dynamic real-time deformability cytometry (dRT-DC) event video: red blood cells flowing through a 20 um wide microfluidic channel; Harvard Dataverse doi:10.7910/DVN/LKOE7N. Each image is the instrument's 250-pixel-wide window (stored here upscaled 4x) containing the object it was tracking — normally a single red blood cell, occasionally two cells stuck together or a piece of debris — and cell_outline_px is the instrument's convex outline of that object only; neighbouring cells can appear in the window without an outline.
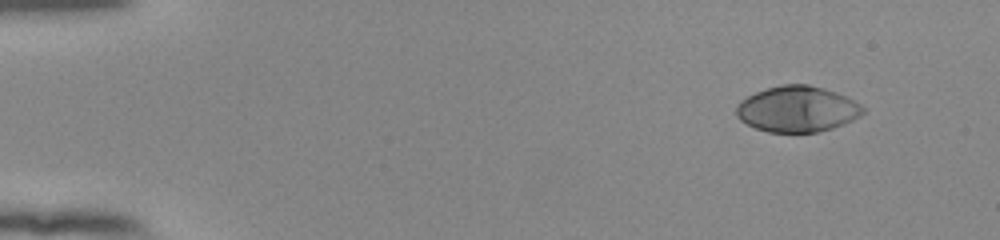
{"species": "human", "species_latin": "Homo sapiens", "temperature_condition": "room temperature", "stored_images_in_passage": 50, "camera_frame_rate_fps": 3000, "um_per_image_px": 0.085, "donor": {"sex": "female"}, "frame": {"image": 1, "passage_image": 1, "time_ms": 0.0, "image_size_px": [1000, 240], "cell_outline_px": [[864, 112], [860, 116], [844, 124], [832, 128], [816, 132], [768, 132], [756, 128], [740, 120], [736, 116], [736, 104], [740, 100], [756, 92], [780, 84], [808, 84], [824, 88], [836, 92], [860, 104], [864, 108]], "centroid_in_image_um": [67.75, 9.27], "position_along_channel_um": 17.3, "area_um2": 33.81}}
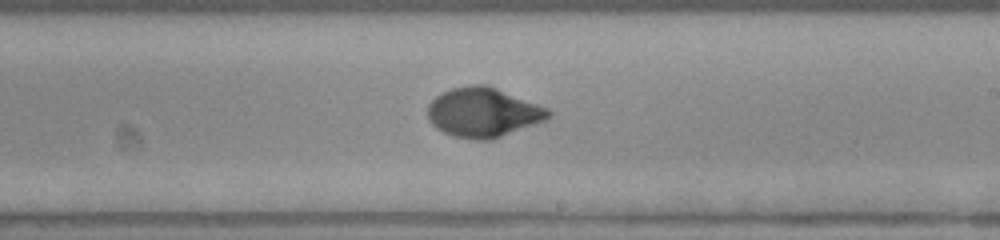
{"frame": {"image": 2, "passage_image": 29, "time_ms": 9.333, "image_size_px": [1000, 240], "cell_outline_px": [[552, 116], [548, 120], [492, 140], [472, 140], [452, 136], [436, 128], [428, 120], [428, 104], [436, 96], [452, 88], [468, 84], [488, 84], [548, 108], [552, 112]], "centroid_in_image_um": [41.1, 9.56], "position_along_channel_um": 247.9, "area_um2": 35.32}}
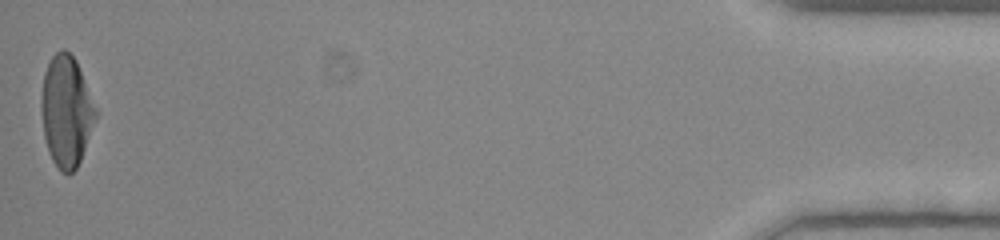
{"frame": {"image": 3, "passage_image": 50, "time_ms": 16.333, "image_size_px": [1000, 240], "cell_outline_px": [[96, 116], [80, 160], [76, 168], [68, 176], [60, 172], [52, 160], [48, 152], [44, 136], [40, 104], [40, 100], [44, 72], [52, 56], [60, 48], [64, 48], [76, 60], [96, 108]], "centroid_in_image_um": [5.6, 9.46], "position_along_channel_um": 429.6, "area_um2": 35.03}, "authors_computed_cell_mechanics": {"area_um2": 34.0153, "velocity_mm_per_s": 3.8369, "shape_relaxation_time_tau1_ms": 4.1465, "shape_relaxation_time_tau2_ms": null, "deformation_change_tau1": 0.2178, "deformation_change_tau2": null}}